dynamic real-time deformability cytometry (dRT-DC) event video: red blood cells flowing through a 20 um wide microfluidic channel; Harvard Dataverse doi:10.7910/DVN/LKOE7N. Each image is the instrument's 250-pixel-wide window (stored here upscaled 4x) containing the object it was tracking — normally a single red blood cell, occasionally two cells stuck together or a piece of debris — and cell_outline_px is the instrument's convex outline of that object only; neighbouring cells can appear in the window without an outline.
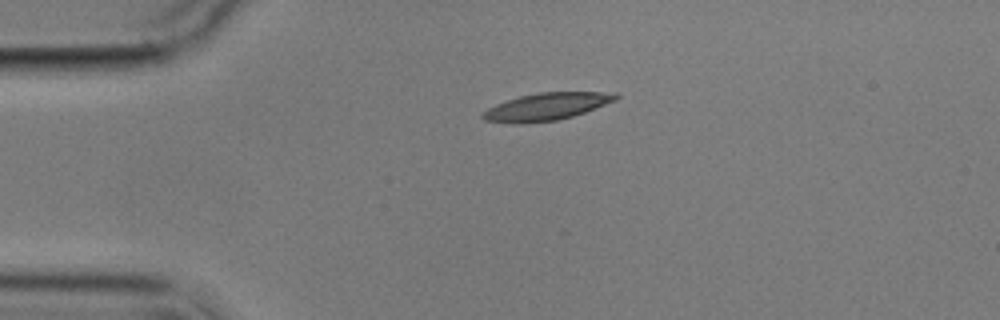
{"species": "common noctule bat (a hibernating species)", "species_latin": "Nyctalus noctula", "temperature_condition": "cold", "stored_images_in_passage": 2, "camera_frame_rate_fps": 3000, "um_per_image_px": 0.085, "animal": {"sex": "male", "body_mass_g": 17.9}, "frame": {"image": 1, "passage_image": 1, "time_ms": 0.0, "image_size_px": [1000, 320], "cell_outline_px": [[620, 96], [616, 100], [584, 112], [572, 116], [556, 120], [524, 124], [512, 124], [484, 120], [480, 116], [488, 108], [496, 104], [520, 96], [540, 92], [616, 92]], "centroid_in_image_um": [46.44, 9.07], "position_along_channel_um": 38.6, "area_um2": 21.15}}